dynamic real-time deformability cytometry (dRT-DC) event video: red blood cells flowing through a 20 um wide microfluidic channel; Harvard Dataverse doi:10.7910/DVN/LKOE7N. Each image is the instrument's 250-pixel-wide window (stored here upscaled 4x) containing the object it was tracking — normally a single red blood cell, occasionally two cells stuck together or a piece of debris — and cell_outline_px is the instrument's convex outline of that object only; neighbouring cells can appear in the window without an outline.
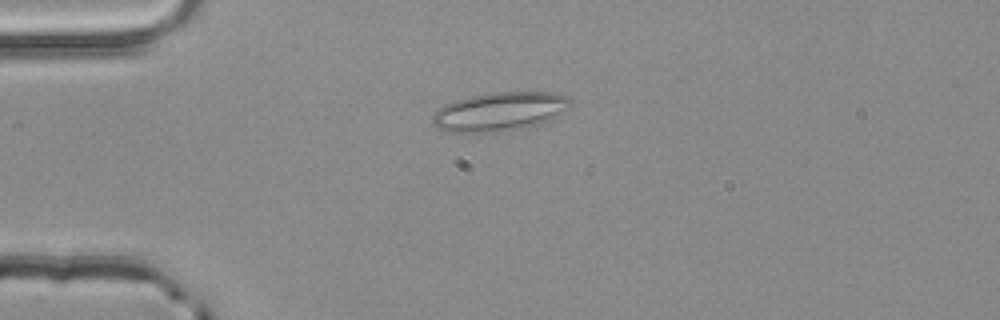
{"species": "common noctule bat (a hibernating species)", "species_latin": "Nyctalus noctula", "temperature_condition": "room temperature", "stored_images_in_passage": 3, "camera_frame_rate_fps": 3000, "um_per_image_px": 0.085, "animal": {"sex": "male", "body_mass_g": 20.4}, "frame": {"image": 1, "passage_image": 3, "time_ms": 0.667, "image_size_px": [1000, 320], "cell_outline_px": [[572, 104], [568, 108], [556, 116], [540, 124], [492, 132], [448, 132], [436, 128], [432, 124], [432, 116], [444, 104], [456, 100], [472, 96], [496, 92], [556, 92], [568, 96], [572, 100]], "centroid_in_image_um": [42.48, 9.47], "position_along_channel_um": 42.5, "area_um2": 31.04}}